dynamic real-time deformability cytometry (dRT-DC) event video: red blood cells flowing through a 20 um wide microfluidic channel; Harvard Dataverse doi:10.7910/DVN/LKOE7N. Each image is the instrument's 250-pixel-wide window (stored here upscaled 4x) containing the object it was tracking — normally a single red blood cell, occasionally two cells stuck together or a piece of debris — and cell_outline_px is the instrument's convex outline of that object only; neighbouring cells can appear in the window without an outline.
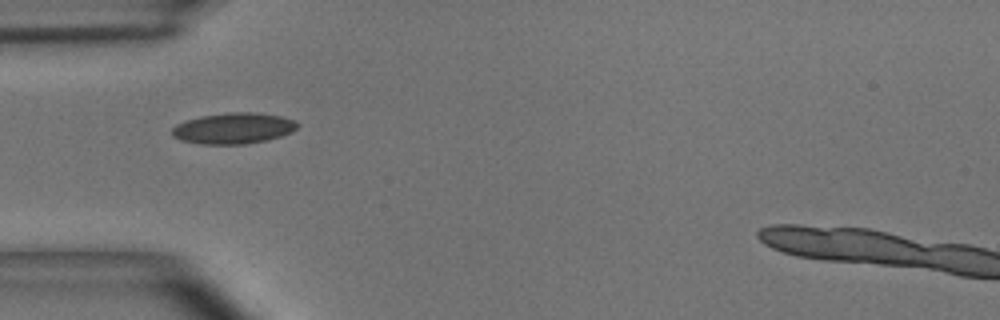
{"species": "common noctule bat (a hibernating species)", "species_latin": "Nyctalus noctula", "temperature_condition": "room temperature", "stored_images_in_passage": 3, "camera_frame_rate_fps": 3000, "um_per_image_px": 0.085, "animal": {"sex": "male", "body_mass_g": 15.6}, "frame": {"image": 1, "passage_image": 1, "time_ms": 0.0, "image_size_px": [1000, 320], "cell_outline_px": [[300, 124], [292, 132], [268, 140], [244, 144], [200, 144], [180, 140], [172, 136], [172, 128], [176, 124], [200, 116], [228, 112], [252, 112], [280, 116], [296, 120]], "centroid_in_image_um": [19.85, 10.9], "position_along_channel_um": 65.1, "area_um2": 22.72}}